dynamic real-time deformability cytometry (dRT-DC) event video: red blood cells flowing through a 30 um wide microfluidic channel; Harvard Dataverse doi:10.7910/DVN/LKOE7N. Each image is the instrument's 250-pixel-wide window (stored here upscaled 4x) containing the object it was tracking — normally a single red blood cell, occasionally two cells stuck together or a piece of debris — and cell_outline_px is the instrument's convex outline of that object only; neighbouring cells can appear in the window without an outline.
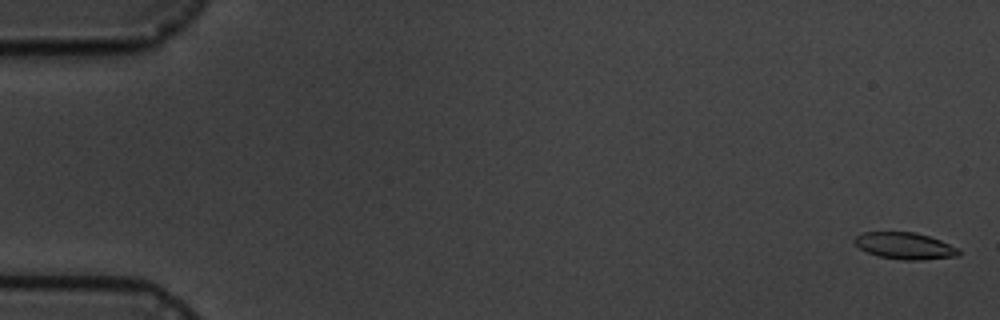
{"species": "common noctule bat (a hibernating species)", "species_latin": "Nyctalus noctula", "temperature_condition": "cold", "stored_images_in_passage": 6, "camera_frame_rate_fps": 3000, "um_per_image_px": 0.085, "animal": {"sex": "male", "body_mass_g": 19.5, "forearm_length_mm": 54.6}, "frame": {"image": 1, "passage_image": 1, "time_ms": 0.0, "image_size_px": [1000, 320], "cell_outline_px": [[960, 256], [920, 260], [904, 260], [876, 256], [860, 248], [852, 240], [856, 236], [864, 232], [916, 232], [940, 240], [960, 248]], "centroid_in_image_um": [76.94, 20.9], "position_along_channel_um": 8.1, "area_um2": 16.3}}